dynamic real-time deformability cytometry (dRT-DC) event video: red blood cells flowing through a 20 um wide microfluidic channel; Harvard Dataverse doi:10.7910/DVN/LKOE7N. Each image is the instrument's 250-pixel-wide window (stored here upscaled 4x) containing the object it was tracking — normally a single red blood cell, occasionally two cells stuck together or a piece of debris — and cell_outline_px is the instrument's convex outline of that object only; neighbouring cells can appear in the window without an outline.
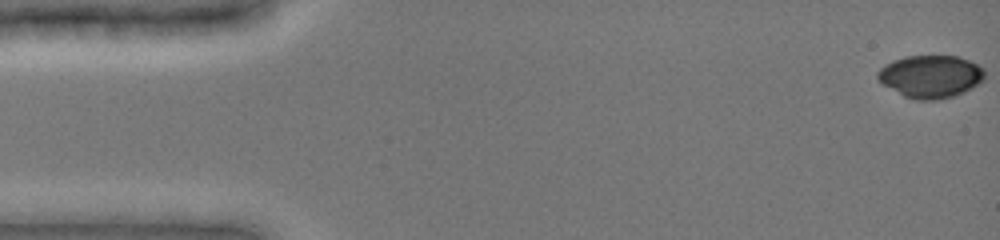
{"species": "common noctule bat (a hibernating species)", "species_latin": "Nyctalus noctula", "temperature_condition": "cold", "stored_images_in_passage": 11, "camera_frame_rate_fps": 3000, "um_per_image_px": 0.085, "animal": {"sex": "female", "body_mass_g": 19.0, "forearm_length_mm": 51.5}, "frame": {"image": 1, "passage_image": 1, "time_ms": 0.0, "image_size_px": [1000, 240], "cell_outline_px": [[984, 80], [980, 84], [964, 92], [952, 96], [936, 100], [916, 100], [904, 96], [884, 84], [876, 76], [876, 72], [884, 64], [892, 60], [904, 56], [956, 56], [968, 60], [984, 68]], "centroid_in_image_um": [79.11, 6.49], "position_along_channel_um": 5.9, "area_um2": 26.59}}